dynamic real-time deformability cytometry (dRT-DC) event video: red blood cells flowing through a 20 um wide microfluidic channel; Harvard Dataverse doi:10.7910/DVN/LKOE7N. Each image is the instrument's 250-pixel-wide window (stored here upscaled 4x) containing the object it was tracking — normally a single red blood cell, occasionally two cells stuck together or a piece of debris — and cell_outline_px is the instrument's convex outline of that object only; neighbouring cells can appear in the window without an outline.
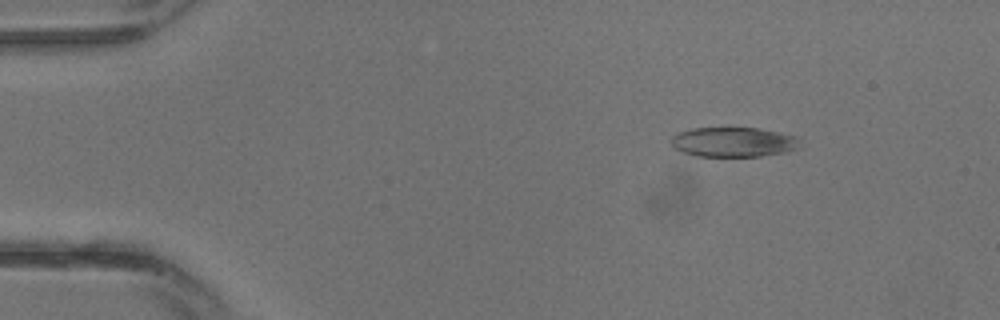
{"species": "common noctule bat (a hibernating species)", "species_latin": "Nyctalus noctula", "temperature_condition": "warm", "stored_images_in_passage": 14, "camera_frame_rate_fps": 3000, "um_per_image_px": 0.085, "animal": {"sex": "male", "body_mass_g": 13.3}, "frame": {"image": 1, "passage_image": 5, "time_ms": 1.333, "image_size_px": [1000, 320], "cell_outline_px": [[800, 148], [788, 152], [760, 156], [696, 156], [684, 152], [676, 148], [668, 140], [672, 136], [680, 132], [692, 128], [760, 128], [800, 136]], "centroid_in_image_um": [62.42, 12.07], "position_along_channel_um": 22.6, "area_um2": 22.6}}
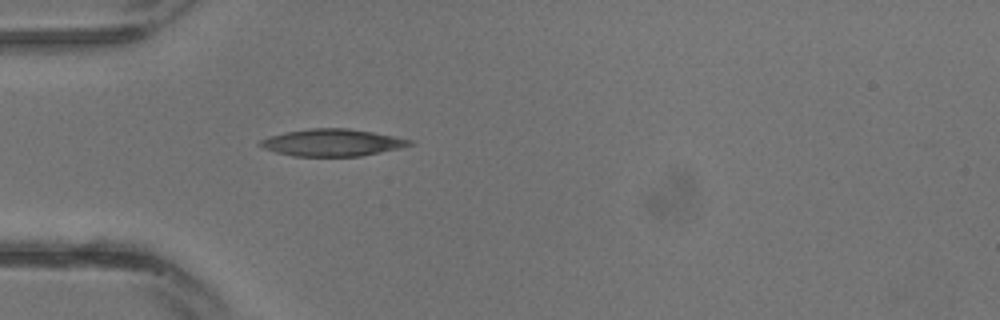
{"frame": {"image": 2, "passage_image": 10, "time_ms": 3.0, "image_size_px": [1000, 320], "cell_outline_px": [[412, 144], [400, 148], [360, 156], [292, 156], [276, 152], [264, 148], [256, 144], [260, 140], [268, 136], [284, 132], [312, 128], [348, 128], [372, 132], [412, 140]], "centroid_in_image_um": [28.18, 12.12], "position_along_channel_um": 56.8, "area_um2": 23.47}}
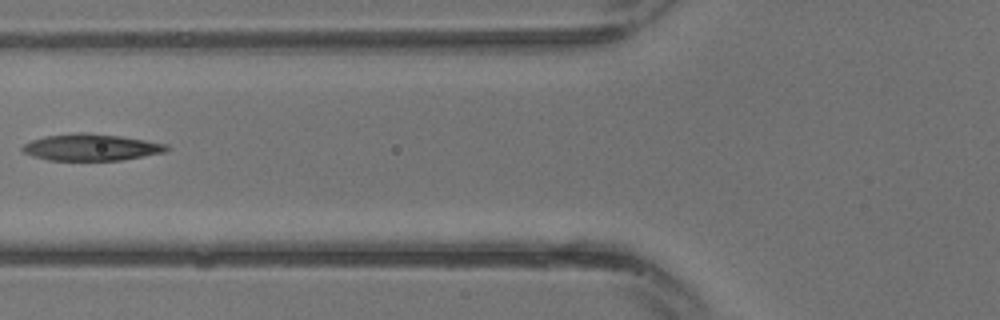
{"frame": {"image": 3, "passage_image": 13, "time_ms": 4.0, "image_size_px": [1000, 320], "cell_outline_px": [[172, 148], [164, 152], [120, 160], [48, 160], [32, 156], [24, 152], [20, 148], [24, 144], [32, 140], [44, 136], [76, 132], [84, 132], [120, 136], [168, 144]], "centroid_in_image_um": [7.73, 12.51], "position_along_channel_um": 118.1, "area_um2": 22.37}}